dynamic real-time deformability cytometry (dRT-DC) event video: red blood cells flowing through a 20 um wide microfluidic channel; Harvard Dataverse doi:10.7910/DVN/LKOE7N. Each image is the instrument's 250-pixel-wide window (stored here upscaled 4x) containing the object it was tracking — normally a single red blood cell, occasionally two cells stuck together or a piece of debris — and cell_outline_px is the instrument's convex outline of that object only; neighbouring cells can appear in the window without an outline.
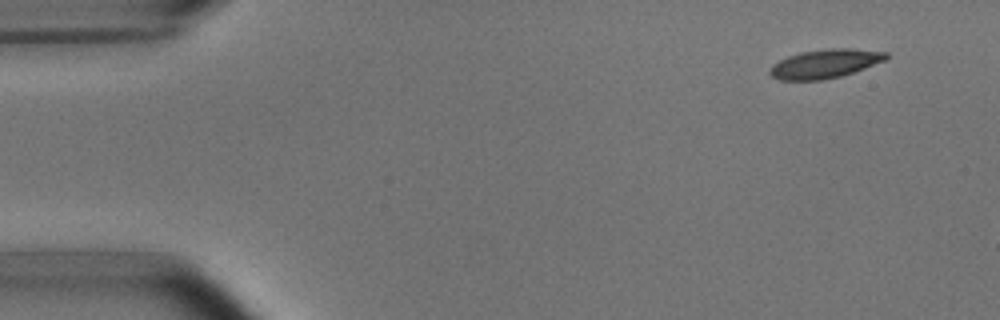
{"species": "common noctule bat (a hibernating species)", "species_latin": "Nyctalus noctula", "temperature_condition": "room temperature", "stored_images_in_passage": 5, "camera_frame_rate_fps": 3000, "um_per_image_px": 0.085, "animal": {"sex": "male", "body_mass_g": 15.6}, "frame": {"image": 1, "passage_image": 1, "time_ms": 0.0, "image_size_px": [1000, 320], "cell_outline_px": [[888, 56], [884, 60], [852, 72], [840, 76], [820, 80], [780, 80], [772, 76], [768, 72], [768, 68], [772, 64], [788, 56], [800, 52], [828, 48], [848, 48], [888, 52]], "centroid_in_image_um": [70.06, 5.41], "position_along_channel_um": 14.9, "area_um2": 19.36}}
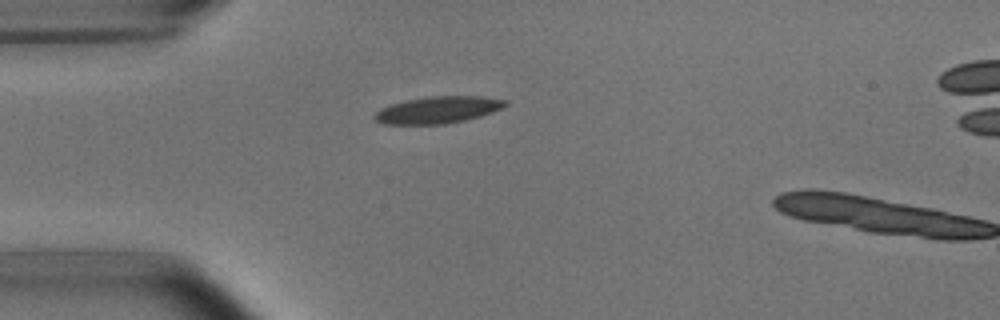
{"frame": {"image": 2, "passage_image": 4, "time_ms": 3.333, "image_size_px": [1000, 320], "cell_outline_px": [[508, 104], [492, 112], [480, 116], [448, 124], [380, 124], [372, 116], [380, 108], [404, 100], [428, 96], [480, 96], [508, 100]], "centroid_in_image_um": [37.19, 9.34], "position_along_channel_um": 47.8, "area_um2": 20.58}}